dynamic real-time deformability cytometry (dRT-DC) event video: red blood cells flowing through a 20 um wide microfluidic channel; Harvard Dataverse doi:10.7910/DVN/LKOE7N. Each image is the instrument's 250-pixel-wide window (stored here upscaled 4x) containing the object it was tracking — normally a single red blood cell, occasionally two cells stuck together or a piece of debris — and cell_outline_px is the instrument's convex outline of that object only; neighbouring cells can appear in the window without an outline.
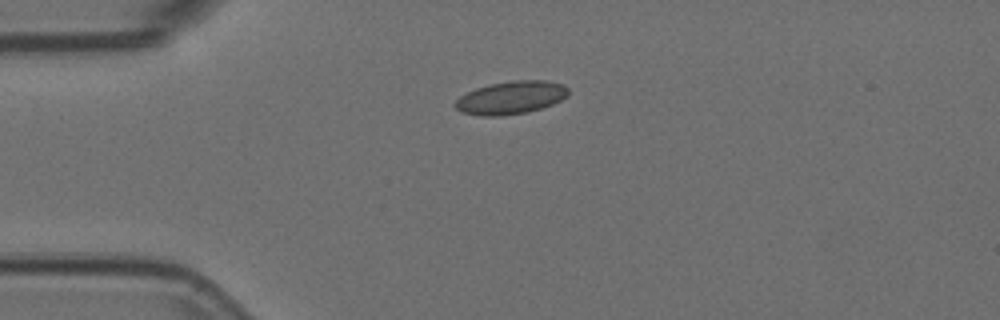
{"species": "Egyptian fruit bat (a non-hibernating species)", "species_latin": "Rousettus aegyptiacus", "temperature_condition": "room temperature", "stored_images_in_passage": 2, "camera_frame_rate_fps": 3000, "um_per_image_px": 0.085, "animal": {"sex": "female"}, "frame": {"image": 1, "passage_image": 1, "time_ms": 0.0, "image_size_px": [1000, 320], "cell_outline_px": [[568, 96], [552, 104], [528, 112], [500, 116], [484, 116], [464, 112], [456, 108], [452, 104], [460, 96], [476, 88], [488, 84], [512, 80], [548, 80], [564, 84], [568, 88]], "centroid_in_image_um": [43.45, 8.28], "position_along_channel_um": 41.6, "area_um2": 21.79}}